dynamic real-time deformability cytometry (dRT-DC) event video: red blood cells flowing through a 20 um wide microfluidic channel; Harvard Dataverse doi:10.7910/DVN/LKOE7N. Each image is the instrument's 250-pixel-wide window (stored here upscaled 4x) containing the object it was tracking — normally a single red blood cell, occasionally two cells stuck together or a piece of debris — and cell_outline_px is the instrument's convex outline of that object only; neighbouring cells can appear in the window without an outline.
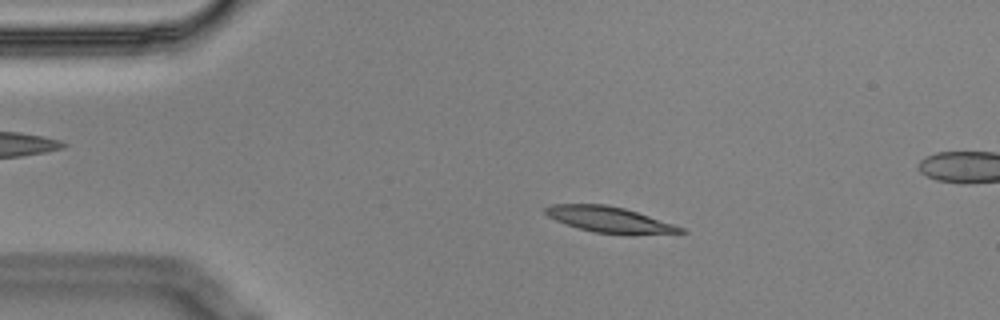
{"species": "Egyptian fruit bat (a non-hibernating species)", "species_latin": "Rousettus aegyptiacus", "temperature_condition": "cold", "stored_images_in_passage": 3, "camera_frame_rate_fps": 3000, "um_per_image_px": 0.085, "animal": {"sex": "male"}, "frame": {"image": 1, "passage_image": 2, "time_ms": 0.333, "image_size_px": [1000, 320], "cell_outline_px": [[688, 232], [596, 232], [580, 228], [556, 220], [548, 216], [544, 212], [544, 208], [552, 204], [604, 204], [624, 208], [684, 228]], "centroid_in_image_um": [51.67, 18.6], "position_along_channel_um": 33.3, "area_um2": 18.96}}